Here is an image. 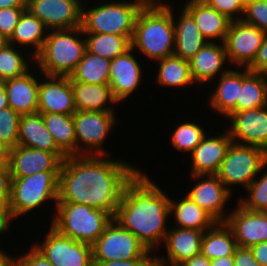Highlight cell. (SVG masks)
Returning <instances> with one entry per match:
<instances>
[{
	"mask_svg": "<svg viewBox=\"0 0 267 266\" xmlns=\"http://www.w3.org/2000/svg\"><path fill=\"white\" fill-rule=\"evenodd\" d=\"M110 156H67L60 168L57 203L85 204L114 217L125 184L141 168Z\"/></svg>",
	"mask_w": 267,
	"mask_h": 266,
	"instance_id": "6da1fadb",
	"label": "cell"
},
{
	"mask_svg": "<svg viewBox=\"0 0 267 266\" xmlns=\"http://www.w3.org/2000/svg\"><path fill=\"white\" fill-rule=\"evenodd\" d=\"M51 226L61 235L92 245L113 217L85 204L56 203Z\"/></svg>",
	"mask_w": 267,
	"mask_h": 266,
	"instance_id": "8992f818",
	"label": "cell"
},
{
	"mask_svg": "<svg viewBox=\"0 0 267 266\" xmlns=\"http://www.w3.org/2000/svg\"><path fill=\"white\" fill-rule=\"evenodd\" d=\"M27 7H10L0 9V32L8 40L12 37L18 20Z\"/></svg>",
	"mask_w": 267,
	"mask_h": 266,
	"instance_id": "7bdbcfd3",
	"label": "cell"
},
{
	"mask_svg": "<svg viewBox=\"0 0 267 266\" xmlns=\"http://www.w3.org/2000/svg\"><path fill=\"white\" fill-rule=\"evenodd\" d=\"M211 266H234V255L213 259Z\"/></svg>",
	"mask_w": 267,
	"mask_h": 266,
	"instance_id": "11a10c76",
	"label": "cell"
},
{
	"mask_svg": "<svg viewBox=\"0 0 267 266\" xmlns=\"http://www.w3.org/2000/svg\"><path fill=\"white\" fill-rule=\"evenodd\" d=\"M204 232L196 229L169 226L162 248L166 256L156 255V262L163 266H180L194 255L201 253Z\"/></svg>",
	"mask_w": 267,
	"mask_h": 266,
	"instance_id": "d6986e66",
	"label": "cell"
},
{
	"mask_svg": "<svg viewBox=\"0 0 267 266\" xmlns=\"http://www.w3.org/2000/svg\"><path fill=\"white\" fill-rule=\"evenodd\" d=\"M267 162L262 166L259 177L257 176L246 189V195L236 201L247 210L261 211L267 210ZM263 171V172H262Z\"/></svg>",
	"mask_w": 267,
	"mask_h": 266,
	"instance_id": "f35d334b",
	"label": "cell"
},
{
	"mask_svg": "<svg viewBox=\"0 0 267 266\" xmlns=\"http://www.w3.org/2000/svg\"><path fill=\"white\" fill-rule=\"evenodd\" d=\"M62 160L53 152L17 145L10 149L11 178H22L44 171H60Z\"/></svg>",
	"mask_w": 267,
	"mask_h": 266,
	"instance_id": "44dd1931",
	"label": "cell"
},
{
	"mask_svg": "<svg viewBox=\"0 0 267 266\" xmlns=\"http://www.w3.org/2000/svg\"><path fill=\"white\" fill-rule=\"evenodd\" d=\"M21 115L11 107L0 110V141L12 149L18 145V128Z\"/></svg>",
	"mask_w": 267,
	"mask_h": 266,
	"instance_id": "ab89813d",
	"label": "cell"
},
{
	"mask_svg": "<svg viewBox=\"0 0 267 266\" xmlns=\"http://www.w3.org/2000/svg\"><path fill=\"white\" fill-rule=\"evenodd\" d=\"M153 266H163V265H160V264H158V263L156 262Z\"/></svg>",
	"mask_w": 267,
	"mask_h": 266,
	"instance_id": "be15d7a7",
	"label": "cell"
},
{
	"mask_svg": "<svg viewBox=\"0 0 267 266\" xmlns=\"http://www.w3.org/2000/svg\"><path fill=\"white\" fill-rule=\"evenodd\" d=\"M227 72L219 76L216 87H213L209 95V108L213 109L222 118H227L231 113L237 112V99L242 87V70L230 66ZM215 88V89H214Z\"/></svg>",
	"mask_w": 267,
	"mask_h": 266,
	"instance_id": "4316f807",
	"label": "cell"
},
{
	"mask_svg": "<svg viewBox=\"0 0 267 266\" xmlns=\"http://www.w3.org/2000/svg\"><path fill=\"white\" fill-rule=\"evenodd\" d=\"M11 174L10 171H0V207L8 206L11 196Z\"/></svg>",
	"mask_w": 267,
	"mask_h": 266,
	"instance_id": "c3c4849f",
	"label": "cell"
},
{
	"mask_svg": "<svg viewBox=\"0 0 267 266\" xmlns=\"http://www.w3.org/2000/svg\"><path fill=\"white\" fill-rule=\"evenodd\" d=\"M241 20L267 33V0L245 3L244 14Z\"/></svg>",
	"mask_w": 267,
	"mask_h": 266,
	"instance_id": "60d3db41",
	"label": "cell"
},
{
	"mask_svg": "<svg viewBox=\"0 0 267 266\" xmlns=\"http://www.w3.org/2000/svg\"><path fill=\"white\" fill-rule=\"evenodd\" d=\"M71 83L77 111H116L114 108L119 103L114 99L109 84H84L72 78Z\"/></svg>",
	"mask_w": 267,
	"mask_h": 266,
	"instance_id": "83f0119b",
	"label": "cell"
},
{
	"mask_svg": "<svg viewBox=\"0 0 267 266\" xmlns=\"http://www.w3.org/2000/svg\"><path fill=\"white\" fill-rule=\"evenodd\" d=\"M139 169L125 184L113 219L149 250L163 244L169 230L170 196Z\"/></svg>",
	"mask_w": 267,
	"mask_h": 266,
	"instance_id": "7a4b0ae2",
	"label": "cell"
},
{
	"mask_svg": "<svg viewBox=\"0 0 267 266\" xmlns=\"http://www.w3.org/2000/svg\"><path fill=\"white\" fill-rule=\"evenodd\" d=\"M48 31L43 22L25 9L8 42L26 50L31 47L29 52H32L31 55L35 57L42 50Z\"/></svg>",
	"mask_w": 267,
	"mask_h": 266,
	"instance_id": "f1b7e54d",
	"label": "cell"
},
{
	"mask_svg": "<svg viewBox=\"0 0 267 266\" xmlns=\"http://www.w3.org/2000/svg\"><path fill=\"white\" fill-rule=\"evenodd\" d=\"M153 254V255H152ZM93 262L156 258L136 236L112 219L92 244Z\"/></svg>",
	"mask_w": 267,
	"mask_h": 266,
	"instance_id": "30bf717a",
	"label": "cell"
},
{
	"mask_svg": "<svg viewBox=\"0 0 267 266\" xmlns=\"http://www.w3.org/2000/svg\"><path fill=\"white\" fill-rule=\"evenodd\" d=\"M8 43V39L5 38L0 32V49L4 48Z\"/></svg>",
	"mask_w": 267,
	"mask_h": 266,
	"instance_id": "680465c9",
	"label": "cell"
},
{
	"mask_svg": "<svg viewBox=\"0 0 267 266\" xmlns=\"http://www.w3.org/2000/svg\"><path fill=\"white\" fill-rule=\"evenodd\" d=\"M180 266H211V260L202 253L194 255L191 259L186 260Z\"/></svg>",
	"mask_w": 267,
	"mask_h": 266,
	"instance_id": "816d5d0a",
	"label": "cell"
},
{
	"mask_svg": "<svg viewBox=\"0 0 267 266\" xmlns=\"http://www.w3.org/2000/svg\"><path fill=\"white\" fill-rule=\"evenodd\" d=\"M45 126L57 146L67 155H76L73 114L41 113Z\"/></svg>",
	"mask_w": 267,
	"mask_h": 266,
	"instance_id": "836d02e7",
	"label": "cell"
},
{
	"mask_svg": "<svg viewBox=\"0 0 267 266\" xmlns=\"http://www.w3.org/2000/svg\"><path fill=\"white\" fill-rule=\"evenodd\" d=\"M224 43L207 42L190 60V73L195 84H213L219 76L229 69ZM211 82V83H210Z\"/></svg>",
	"mask_w": 267,
	"mask_h": 266,
	"instance_id": "7402d4cb",
	"label": "cell"
},
{
	"mask_svg": "<svg viewBox=\"0 0 267 266\" xmlns=\"http://www.w3.org/2000/svg\"><path fill=\"white\" fill-rule=\"evenodd\" d=\"M85 51L86 38L81 26L49 30L42 50L34 57V65L43 75L70 77Z\"/></svg>",
	"mask_w": 267,
	"mask_h": 266,
	"instance_id": "277c9868",
	"label": "cell"
},
{
	"mask_svg": "<svg viewBox=\"0 0 267 266\" xmlns=\"http://www.w3.org/2000/svg\"><path fill=\"white\" fill-rule=\"evenodd\" d=\"M76 111L71 77L42 74L39 80L37 112L74 114Z\"/></svg>",
	"mask_w": 267,
	"mask_h": 266,
	"instance_id": "e0dca14e",
	"label": "cell"
},
{
	"mask_svg": "<svg viewBox=\"0 0 267 266\" xmlns=\"http://www.w3.org/2000/svg\"><path fill=\"white\" fill-rule=\"evenodd\" d=\"M84 0H27V9L48 30L72 29L82 24Z\"/></svg>",
	"mask_w": 267,
	"mask_h": 266,
	"instance_id": "5bb4252c",
	"label": "cell"
},
{
	"mask_svg": "<svg viewBox=\"0 0 267 266\" xmlns=\"http://www.w3.org/2000/svg\"><path fill=\"white\" fill-rule=\"evenodd\" d=\"M116 117L115 111H76L73 114L76 155L111 154L103 145L117 126Z\"/></svg>",
	"mask_w": 267,
	"mask_h": 266,
	"instance_id": "9c48e42d",
	"label": "cell"
},
{
	"mask_svg": "<svg viewBox=\"0 0 267 266\" xmlns=\"http://www.w3.org/2000/svg\"><path fill=\"white\" fill-rule=\"evenodd\" d=\"M183 8L193 17L208 42L224 43L231 20L203 0H187Z\"/></svg>",
	"mask_w": 267,
	"mask_h": 266,
	"instance_id": "d4e9b609",
	"label": "cell"
},
{
	"mask_svg": "<svg viewBox=\"0 0 267 266\" xmlns=\"http://www.w3.org/2000/svg\"><path fill=\"white\" fill-rule=\"evenodd\" d=\"M26 250L29 251L16 257V266H53L34 246Z\"/></svg>",
	"mask_w": 267,
	"mask_h": 266,
	"instance_id": "ee69618b",
	"label": "cell"
},
{
	"mask_svg": "<svg viewBox=\"0 0 267 266\" xmlns=\"http://www.w3.org/2000/svg\"><path fill=\"white\" fill-rule=\"evenodd\" d=\"M237 247L234 234L225 222H217L206 230L201 240V253L210 260L234 255Z\"/></svg>",
	"mask_w": 267,
	"mask_h": 266,
	"instance_id": "d6a6232c",
	"label": "cell"
},
{
	"mask_svg": "<svg viewBox=\"0 0 267 266\" xmlns=\"http://www.w3.org/2000/svg\"><path fill=\"white\" fill-rule=\"evenodd\" d=\"M174 37L172 12L164 4H145L136 18L131 47L153 62L174 55Z\"/></svg>",
	"mask_w": 267,
	"mask_h": 266,
	"instance_id": "3957f363",
	"label": "cell"
},
{
	"mask_svg": "<svg viewBox=\"0 0 267 266\" xmlns=\"http://www.w3.org/2000/svg\"><path fill=\"white\" fill-rule=\"evenodd\" d=\"M267 162V152L259 147L232 142L217 172L226 189L240 185L246 190Z\"/></svg>",
	"mask_w": 267,
	"mask_h": 266,
	"instance_id": "ba28073f",
	"label": "cell"
},
{
	"mask_svg": "<svg viewBox=\"0 0 267 266\" xmlns=\"http://www.w3.org/2000/svg\"><path fill=\"white\" fill-rule=\"evenodd\" d=\"M242 70V87L237 99V112L267 106V75Z\"/></svg>",
	"mask_w": 267,
	"mask_h": 266,
	"instance_id": "4dcf8cb0",
	"label": "cell"
},
{
	"mask_svg": "<svg viewBox=\"0 0 267 266\" xmlns=\"http://www.w3.org/2000/svg\"><path fill=\"white\" fill-rule=\"evenodd\" d=\"M254 259L261 265L267 266V241L256 244L250 248Z\"/></svg>",
	"mask_w": 267,
	"mask_h": 266,
	"instance_id": "f907efd6",
	"label": "cell"
},
{
	"mask_svg": "<svg viewBox=\"0 0 267 266\" xmlns=\"http://www.w3.org/2000/svg\"><path fill=\"white\" fill-rule=\"evenodd\" d=\"M86 49L109 60L124 54L131 48V39L117 34L84 33Z\"/></svg>",
	"mask_w": 267,
	"mask_h": 266,
	"instance_id": "d590c367",
	"label": "cell"
},
{
	"mask_svg": "<svg viewBox=\"0 0 267 266\" xmlns=\"http://www.w3.org/2000/svg\"><path fill=\"white\" fill-rule=\"evenodd\" d=\"M230 209L225 223L232 230L239 247L251 248L267 241V214L261 211H250L238 202Z\"/></svg>",
	"mask_w": 267,
	"mask_h": 266,
	"instance_id": "ac0fdd59",
	"label": "cell"
},
{
	"mask_svg": "<svg viewBox=\"0 0 267 266\" xmlns=\"http://www.w3.org/2000/svg\"><path fill=\"white\" fill-rule=\"evenodd\" d=\"M22 51L23 48L20 49L9 43L4 48L0 49V82L19 77L33 67V64H35L34 57L30 54L28 58L23 54H29L30 52H27L25 49L23 52ZM29 59L32 60L30 61ZM30 64H32V66H30Z\"/></svg>",
	"mask_w": 267,
	"mask_h": 266,
	"instance_id": "8d00e7d4",
	"label": "cell"
},
{
	"mask_svg": "<svg viewBox=\"0 0 267 266\" xmlns=\"http://www.w3.org/2000/svg\"><path fill=\"white\" fill-rule=\"evenodd\" d=\"M180 199L170 198V219L174 218L173 226L178 228L196 229L205 232L217 221L204 209L200 208L187 195Z\"/></svg>",
	"mask_w": 267,
	"mask_h": 266,
	"instance_id": "f546056e",
	"label": "cell"
},
{
	"mask_svg": "<svg viewBox=\"0 0 267 266\" xmlns=\"http://www.w3.org/2000/svg\"><path fill=\"white\" fill-rule=\"evenodd\" d=\"M10 7H27V0H0V9Z\"/></svg>",
	"mask_w": 267,
	"mask_h": 266,
	"instance_id": "db71d44e",
	"label": "cell"
},
{
	"mask_svg": "<svg viewBox=\"0 0 267 266\" xmlns=\"http://www.w3.org/2000/svg\"><path fill=\"white\" fill-rule=\"evenodd\" d=\"M157 62V76L155 83L161 87L180 88L191 87L194 85L190 73V63L188 60L182 59L176 55H171Z\"/></svg>",
	"mask_w": 267,
	"mask_h": 266,
	"instance_id": "1f68e13d",
	"label": "cell"
},
{
	"mask_svg": "<svg viewBox=\"0 0 267 266\" xmlns=\"http://www.w3.org/2000/svg\"><path fill=\"white\" fill-rule=\"evenodd\" d=\"M265 33L242 20L231 21L224 45L229 64L234 67H249L255 60Z\"/></svg>",
	"mask_w": 267,
	"mask_h": 266,
	"instance_id": "7c38bea8",
	"label": "cell"
},
{
	"mask_svg": "<svg viewBox=\"0 0 267 266\" xmlns=\"http://www.w3.org/2000/svg\"><path fill=\"white\" fill-rule=\"evenodd\" d=\"M209 6L225 15L231 21L241 20L244 14V0H203Z\"/></svg>",
	"mask_w": 267,
	"mask_h": 266,
	"instance_id": "b9f144b4",
	"label": "cell"
},
{
	"mask_svg": "<svg viewBox=\"0 0 267 266\" xmlns=\"http://www.w3.org/2000/svg\"><path fill=\"white\" fill-rule=\"evenodd\" d=\"M234 266H261L253 256L250 248L237 247L234 253Z\"/></svg>",
	"mask_w": 267,
	"mask_h": 266,
	"instance_id": "7dc6e473",
	"label": "cell"
},
{
	"mask_svg": "<svg viewBox=\"0 0 267 266\" xmlns=\"http://www.w3.org/2000/svg\"><path fill=\"white\" fill-rule=\"evenodd\" d=\"M0 150H10L8 148H6L3 143L0 141Z\"/></svg>",
	"mask_w": 267,
	"mask_h": 266,
	"instance_id": "94428289",
	"label": "cell"
},
{
	"mask_svg": "<svg viewBox=\"0 0 267 266\" xmlns=\"http://www.w3.org/2000/svg\"><path fill=\"white\" fill-rule=\"evenodd\" d=\"M176 128L170 131V143L173 149L178 152H184L191 154L195 147L202 141V139L208 134L206 133L205 127L194 122H177ZM203 127V128H202Z\"/></svg>",
	"mask_w": 267,
	"mask_h": 266,
	"instance_id": "74e56055",
	"label": "cell"
},
{
	"mask_svg": "<svg viewBox=\"0 0 267 266\" xmlns=\"http://www.w3.org/2000/svg\"><path fill=\"white\" fill-rule=\"evenodd\" d=\"M46 235L32 245L53 266H94L92 245L63 236L51 225Z\"/></svg>",
	"mask_w": 267,
	"mask_h": 266,
	"instance_id": "8fae6325",
	"label": "cell"
},
{
	"mask_svg": "<svg viewBox=\"0 0 267 266\" xmlns=\"http://www.w3.org/2000/svg\"><path fill=\"white\" fill-rule=\"evenodd\" d=\"M25 74L3 81L8 97L9 107L20 115L36 113L38 111L39 80L42 73L33 70ZM35 74H33V72ZM40 75L38 76L37 74ZM37 75V76H36Z\"/></svg>",
	"mask_w": 267,
	"mask_h": 266,
	"instance_id": "603a6c76",
	"label": "cell"
},
{
	"mask_svg": "<svg viewBox=\"0 0 267 266\" xmlns=\"http://www.w3.org/2000/svg\"><path fill=\"white\" fill-rule=\"evenodd\" d=\"M161 0H146V4H163Z\"/></svg>",
	"mask_w": 267,
	"mask_h": 266,
	"instance_id": "91938a15",
	"label": "cell"
},
{
	"mask_svg": "<svg viewBox=\"0 0 267 266\" xmlns=\"http://www.w3.org/2000/svg\"><path fill=\"white\" fill-rule=\"evenodd\" d=\"M13 220H16L12 214V211L10 210V208L8 206H1L0 207V236L4 235V232L6 233L9 227L12 226L11 222H13ZM0 249H2L0 247Z\"/></svg>",
	"mask_w": 267,
	"mask_h": 266,
	"instance_id": "681fc988",
	"label": "cell"
},
{
	"mask_svg": "<svg viewBox=\"0 0 267 266\" xmlns=\"http://www.w3.org/2000/svg\"><path fill=\"white\" fill-rule=\"evenodd\" d=\"M9 252L0 249V266H16V257H12Z\"/></svg>",
	"mask_w": 267,
	"mask_h": 266,
	"instance_id": "f5cc1de1",
	"label": "cell"
},
{
	"mask_svg": "<svg viewBox=\"0 0 267 266\" xmlns=\"http://www.w3.org/2000/svg\"><path fill=\"white\" fill-rule=\"evenodd\" d=\"M9 107L8 97L3 82H0V110Z\"/></svg>",
	"mask_w": 267,
	"mask_h": 266,
	"instance_id": "6f0895ef",
	"label": "cell"
},
{
	"mask_svg": "<svg viewBox=\"0 0 267 266\" xmlns=\"http://www.w3.org/2000/svg\"><path fill=\"white\" fill-rule=\"evenodd\" d=\"M156 258H137L132 260H114L107 262H93L94 266H153Z\"/></svg>",
	"mask_w": 267,
	"mask_h": 266,
	"instance_id": "bcb514c9",
	"label": "cell"
},
{
	"mask_svg": "<svg viewBox=\"0 0 267 266\" xmlns=\"http://www.w3.org/2000/svg\"><path fill=\"white\" fill-rule=\"evenodd\" d=\"M135 53L131 47L124 54L111 60L109 86L118 103L130 99L131 95L133 96L135 91L139 89L138 87L143 85L144 72L141 63L134 55Z\"/></svg>",
	"mask_w": 267,
	"mask_h": 266,
	"instance_id": "2e32d148",
	"label": "cell"
},
{
	"mask_svg": "<svg viewBox=\"0 0 267 266\" xmlns=\"http://www.w3.org/2000/svg\"><path fill=\"white\" fill-rule=\"evenodd\" d=\"M173 14L174 55L190 60L208 41L201 35L193 17L183 8L176 17L173 5L163 3ZM180 15V16H179Z\"/></svg>",
	"mask_w": 267,
	"mask_h": 266,
	"instance_id": "cb8c5ba5",
	"label": "cell"
},
{
	"mask_svg": "<svg viewBox=\"0 0 267 266\" xmlns=\"http://www.w3.org/2000/svg\"><path fill=\"white\" fill-rule=\"evenodd\" d=\"M226 119L234 143L256 146L267 152V106L233 112Z\"/></svg>",
	"mask_w": 267,
	"mask_h": 266,
	"instance_id": "9a60e30c",
	"label": "cell"
},
{
	"mask_svg": "<svg viewBox=\"0 0 267 266\" xmlns=\"http://www.w3.org/2000/svg\"><path fill=\"white\" fill-rule=\"evenodd\" d=\"M18 145L55 153L62 161L67 155L57 146L39 112L21 115Z\"/></svg>",
	"mask_w": 267,
	"mask_h": 266,
	"instance_id": "484cf974",
	"label": "cell"
},
{
	"mask_svg": "<svg viewBox=\"0 0 267 266\" xmlns=\"http://www.w3.org/2000/svg\"><path fill=\"white\" fill-rule=\"evenodd\" d=\"M87 2L84 0L82 5L81 27L84 33L117 34L131 40L137 15L146 4L144 0H102L100 4L89 7Z\"/></svg>",
	"mask_w": 267,
	"mask_h": 266,
	"instance_id": "5b68a950",
	"label": "cell"
},
{
	"mask_svg": "<svg viewBox=\"0 0 267 266\" xmlns=\"http://www.w3.org/2000/svg\"><path fill=\"white\" fill-rule=\"evenodd\" d=\"M195 181L186 194L200 208L209 213L217 222H225L231 210L228 211V201L233 197L216 174L191 175Z\"/></svg>",
	"mask_w": 267,
	"mask_h": 266,
	"instance_id": "4fadbf2b",
	"label": "cell"
},
{
	"mask_svg": "<svg viewBox=\"0 0 267 266\" xmlns=\"http://www.w3.org/2000/svg\"><path fill=\"white\" fill-rule=\"evenodd\" d=\"M10 150H0V171H9Z\"/></svg>",
	"mask_w": 267,
	"mask_h": 266,
	"instance_id": "9f6ffc18",
	"label": "cell"
},
{
	"mask_svg": "<svg viewBox=\"0 0 267 266\" xmlns=\"http://www.w3.org/2000/svg\"><path fill=\"white\" fill-rule=\"evenodd\" d=\"M252 72L267 75V33H265L262 45L253 63L248 67Z\"/></svg>",
	"mask_w": 267,
	"mask_h": 266,
	"instance_id": "f6af8a7d",
	"label": "cell"
},
{
	"mask_svg": "<svg viewBox=\"0 0 267 266\" xmlns=\"http://www.w3.org/2000/svg\"><path fill=\"white\" fill-rule=\"evenodd\" d=\"M223 132L214 136L206 134L189 155L191 175L217 174L228 148L233 142L228 130L225 129Z\"/></svg>",
	"mask_w": 267,
	"mask_h": 266,
	"instance_id": "ffe728a7",
	"label": "cell"
},
{
	"mask_svg": "<svg viewBox=\"0 0 267 266\" xmlns=\"http://www.w3.org/2000/svg\"><path fill=\"white\" fill-rule=\"evenodd\" d=\"M111 60L90 53L87 49L70 76L74 81L84 84H109Z\"/></svg>",
	"mask_w": 267,
	"mask_h": 266,
	"instance_id": "e575fe53",
	"label": "cell"
},
{
	"mask_svg": "<svg viewBox=\"0 0 267 266\" xmlns=\"http://www.w3.org/2000/svg\"><path fill=\"white\" fill-rule=\"evenodd\" d=\"M60 171H44L22 178H12L11 196L8 207L15 219L25 216L46 203L58 199Z\"/></svg>",
	"mask_w": 267,
	"mask_h": 266,
	"instance_id": "52a82bcc",
	"label": "cell"
},
{
	"mask_svg": "<svg viewBox=\"0 0 267 266\" xmlns=\"http://www.w3.org/2000/svg\"><path fill=\"white\" fill-rule=\"evenodd\" d=\"M253 1H259V0H244L245 3H247V2H253Z\"/></svg>",
	"mask_w": 267,
	"mask_h": 266,
	"instance_id": "6125c7cd",
	"label": "cell"
}]
</instances>
